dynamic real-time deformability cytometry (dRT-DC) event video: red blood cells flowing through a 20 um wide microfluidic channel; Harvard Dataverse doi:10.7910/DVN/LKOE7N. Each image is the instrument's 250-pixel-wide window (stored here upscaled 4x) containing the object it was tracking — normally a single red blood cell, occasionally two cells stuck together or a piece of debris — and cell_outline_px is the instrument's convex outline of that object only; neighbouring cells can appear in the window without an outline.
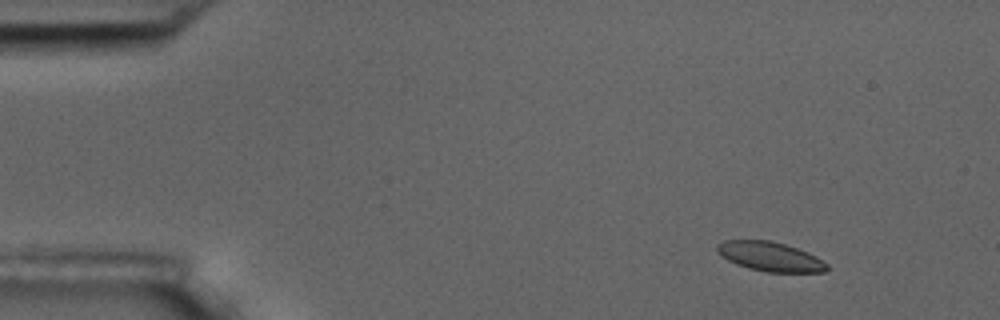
{"species": "common noctule bat (a hibernating species)", "species_latin": "Nyctalus noctula", "temperature_condition": "room temperature", "stored_images_in_passage": 5, "camera_frame_rate_fps": 3000, "um_per_image_px": 0.085, "animal": {"sex": "male", "body_mass_g": 17.5, "forearm_length_mm": 52.3}, "frame": {"image": 1, "passage_image": 2, "time_ms": 2.0, "image_size_px": [1000, 320], "cell_outline_px": [[828, 268], [824, 272], [768, 272], [748, 268], [736, 264], [720, 256], [716, 252], [716, 244], [724, 240], [768, 240], [784, 244], [808, 252], [816, 256], [828, 264]], "centroid_in_image_um": [65.43, 21.8], "position_along_channel_um": 19.6, "area_um2": 18.84}}
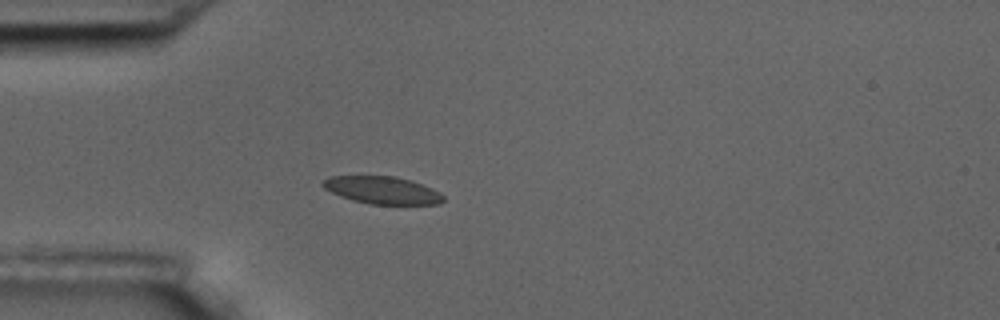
{"frame": {"image": 2, "passage_image": 5, "time_ms": 5.333, "image_size_px": [1000, 320], "cell_outline_px": [[444, 200], [440, 204], [368, 204], [352, 200], [340, 196], [324, 188], [320, 184], [328, 176], [396, 176], [412, 180], [432, 188], [440, 192], [444, 196]], "centroid_in_image_um": [32.5, 16.16], "position_along_channel_um": 52.5, "area_um2": 19.42}}